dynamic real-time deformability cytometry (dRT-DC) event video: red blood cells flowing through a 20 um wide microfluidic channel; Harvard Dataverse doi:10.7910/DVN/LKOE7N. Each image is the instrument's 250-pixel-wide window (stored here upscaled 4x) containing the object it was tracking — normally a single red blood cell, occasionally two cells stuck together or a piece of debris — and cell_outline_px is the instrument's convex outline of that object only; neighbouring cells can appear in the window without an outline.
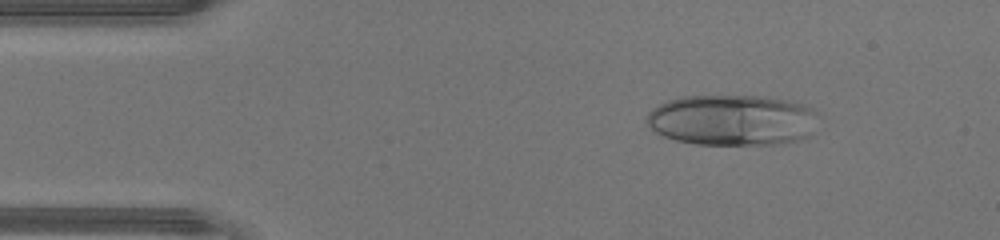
{"species": "human", "species_latin": "Homo sapiens", "temperature_condition": "warm", "stored_images_in_passage": 45, "camera_frame_rate_fps": 3000, "um_per_image_px": 0.085, "donor": {"sex": "male"}, "frame": {"image": 1, "passage_image": 6, "time_ms": 1.667, "image_size_px": [1000, 240], "cell_outline_px": [[820, 116], [804, 136], [796, 140], [776, 144], [696, 144], [676, 140], [664, 136], [648, 128], [644, 120], [648, 112], [652, 108], [668, 100], [680, 96], [764, 96], [804, 104], [812, 108]], "centroid_in_image_um": [62.16, 10.19], "position_along_channel_um": 22.8, "area_um2": 50.81}}
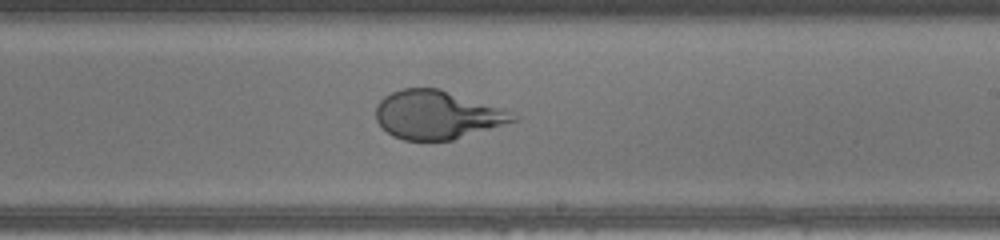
{"frame": {"image": 2, "passage_image": 26, "time_ms": 8.333, "image_size_px": [1000, 240], "cell_outline_px": [[520, 120], [452, 140], [404, 140], [392, 136], [376, 120], [376, 108], [380, 100], [384, 96], [400, 88], [440, 88], [520, 116]], "centroid_in_image_um": [37.13, 9.77], "position_along_channel_um": 251.9, "area_um2": 38.32}}
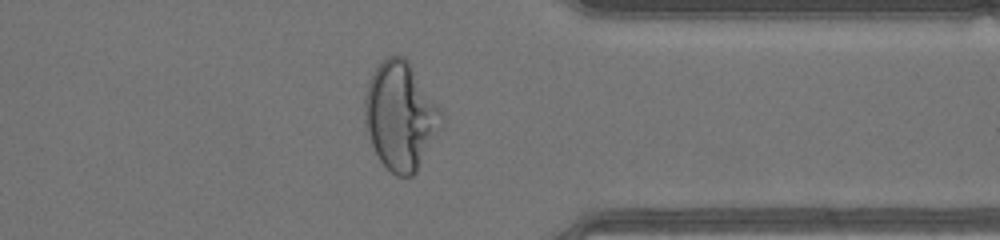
{"frame": {"image": 3, "passage_image": 35, "time_ms": 11.333, "image_size_px": [1000, 240], "cell_outline_px": [[444, 120], [440, 128], [416, 172], [412, 176], [396, 176], [380, 160], [368, 136], [364, 124], [364, 96], [368, 84], [376, 68], [388, 56], [404, 56], [408, 60], [444, 112]], "centroid_in_image_um": [34.05, 9.85], "position_along_channel_um": 377.3, "area_um2": 48.09}, "authors_computed_cell_mechanics": {"area_um2": 48.0896, "velocity_mm_per_s": 4.4642, "shape_relaxation_time_tau1_ms": 4.4925, "shape_relaxation_time_tau2_ms": null, "deformation_change_tau1": 0.2914, "deformation_change_tau2": null}}